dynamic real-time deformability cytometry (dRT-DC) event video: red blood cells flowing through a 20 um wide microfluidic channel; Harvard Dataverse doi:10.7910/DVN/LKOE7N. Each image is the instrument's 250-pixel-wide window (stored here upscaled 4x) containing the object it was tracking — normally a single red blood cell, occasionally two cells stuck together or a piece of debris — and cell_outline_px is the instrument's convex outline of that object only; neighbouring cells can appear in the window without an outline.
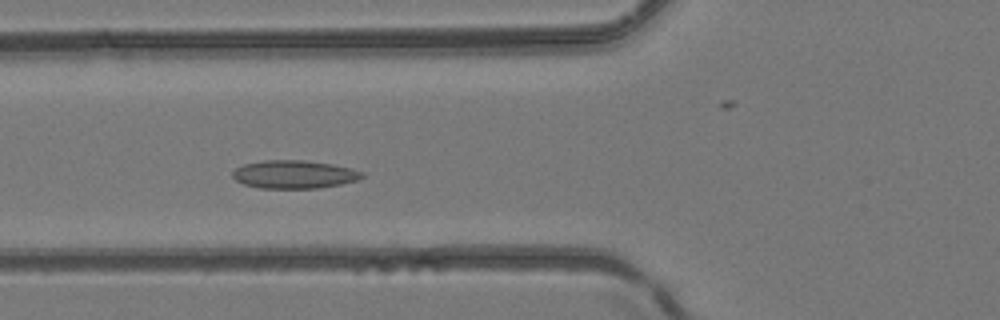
{"species": "common noctule bat (a hibernating species)", "species_latin": "Nyctalus noctula", "temperature_condition": "room temperature", "stored_images_in_passage": 4, "camera_frame_rate_fps": 3000, "um_per_image_px": 0.085, "animal": {"sex": "female", "body_mass_g": 24.6, "forearm_length_mm": 56.2}, "frame": {"image": 1, "passage_image": 4, "time_ms": 1.0, "image_size_px": [1000, 320], "cell_outline_px": [[364, 176], [356, 180], [340, 184], [316, 188], [260, 188], [244, 184], [236, 180], [232, 176], [232, 172], [236, 168], [244, 164], [264, 160], [304, 160], [332, 164], [352, 168], [364, 172]], "centroid_in_image_um": [25.0, 14.81], "position_along_channel_um": 100.8, "area_um2": 21.15}}